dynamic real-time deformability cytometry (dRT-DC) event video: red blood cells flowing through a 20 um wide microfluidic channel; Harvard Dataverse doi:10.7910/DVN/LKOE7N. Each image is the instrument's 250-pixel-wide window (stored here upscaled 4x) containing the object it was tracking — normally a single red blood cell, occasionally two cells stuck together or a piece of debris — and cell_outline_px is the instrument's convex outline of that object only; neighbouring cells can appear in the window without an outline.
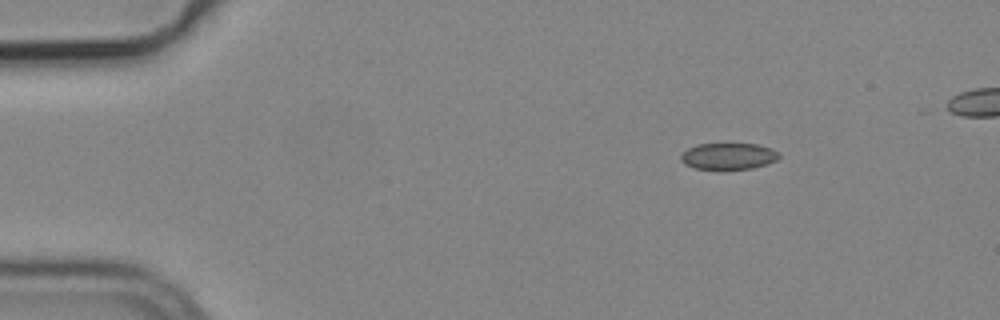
{"species": "common noctule bat (a hibernating species)", "species_latin": "Nyctalus noctula", "temperature_condition": "cold", "stored_images_in_passage": 4, "camera_frame_rate_fps": 3000, "um_per_image_px": 0.085, "animal": {"sex": "male", "body_mass_g": 19.2, "forearm_length_mm": 51.8}, "frame": {"image": 1, "passage_image": 1, "time_ms": 0.0, "image_size_px": [1000, 320], "cell_outline_px": [[780, 156], [776, 160], [768, 164], [752, 168], [720, 172], [696, 168], [684, 164], [680, 160], [680, 156], [688, 148], [696, 144], [756, 144], [772, 148], [780, 152]], "centroid_in_image_um": [61.92, 13.31], "position_along_channel_um": 23.1, "area_um2": 15.78}}